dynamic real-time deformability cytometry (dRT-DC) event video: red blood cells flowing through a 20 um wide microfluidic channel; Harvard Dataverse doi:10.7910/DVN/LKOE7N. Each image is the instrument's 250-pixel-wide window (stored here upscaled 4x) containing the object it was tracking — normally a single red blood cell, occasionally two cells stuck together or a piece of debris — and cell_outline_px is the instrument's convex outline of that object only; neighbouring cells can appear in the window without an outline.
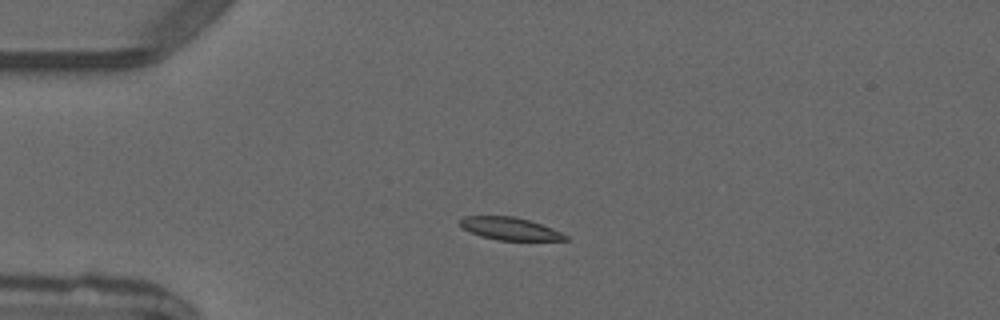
{"species": "common noctule bat (a hibernating species)", "species_latin": "Nyctalus noctula", "temperature_condition": "warm", "stored_images_in_passage": 3, "camera_frame_rate_fps": 3000, "um_per_image_px": 0.085, "animal": {"sex": "male", "forearm_length_mm": 52.5}, "frame": {"image": 1, "passage_image": 3, "time_ms": 2.333, "image_size_px": [1000, 320], "cell_outline_px": [[568, 240], [500, 240], [480, 236], [464, 228], [460, 224], [460, 220], [468, 216], [512, 216], [528, 220], [552, 228], [568, 236]], "centroid_in_image_um": [43.36, 19.44], "position_along_channel_um": 41.6, "area_um2": 13.53}}